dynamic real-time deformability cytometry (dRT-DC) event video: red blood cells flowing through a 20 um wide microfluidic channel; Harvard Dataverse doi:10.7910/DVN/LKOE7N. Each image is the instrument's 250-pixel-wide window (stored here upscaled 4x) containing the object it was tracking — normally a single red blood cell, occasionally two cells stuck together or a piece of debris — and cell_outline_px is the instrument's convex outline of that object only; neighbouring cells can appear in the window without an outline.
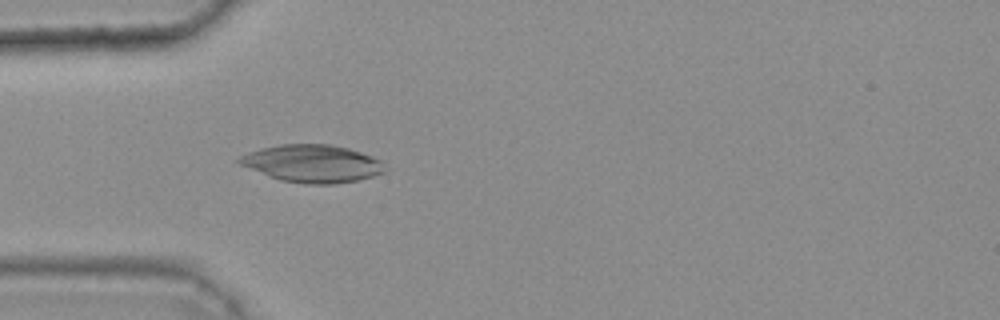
{"species": "common noctule bat (a hibernating species)", "species_latin": "Nyctalus noctula", "temperature_condition": "warm", "stored_images_in_passage": 40, "camera_frame_rate_fps": 3000, "um_per_image_px": 0.085, "animal": {"sex": "female", "body_mass_g": 25.1}, "frame": {"image": 1, "passage_image": 10, "time_ms": 3.0, "image_size_px": [1000, 320], "cell_outline_px": [[384, 172], [372, 176], [356, 180], [336, 184], [304, 184], [280, 180], [240, 164], [236, 160], [240, 156], [248, 152], [280, 144], [332, 144], [348, 148], [360, 152], [380, 160]], "centroid_in_image_um": [26.53, 13.9], "position_along_channel_um": 58.5, "area_um2": 31.44}}
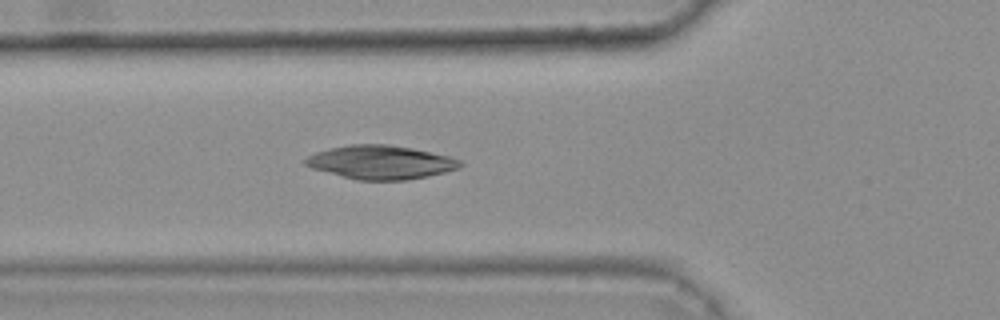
{"frame": {"image": 2, "passage_image": 13, "time_ms": 4.0, "image_size_px": [1000, 320], "cell_outline_px": [[464, 164], [456, 168], [444, 172], [428, 176], [408, 180], [356, 180], [312, 168], [304, 164], [304, 160], [308, 156], [316, 152], [328, 148], [348, 144], [388, 144], [412, 148], [448, 156], [460, 160]], "centroid_in_image_um": [32.33, 13.79], "position_along_channel_um": 93.5, "area_um2": 30.29}}
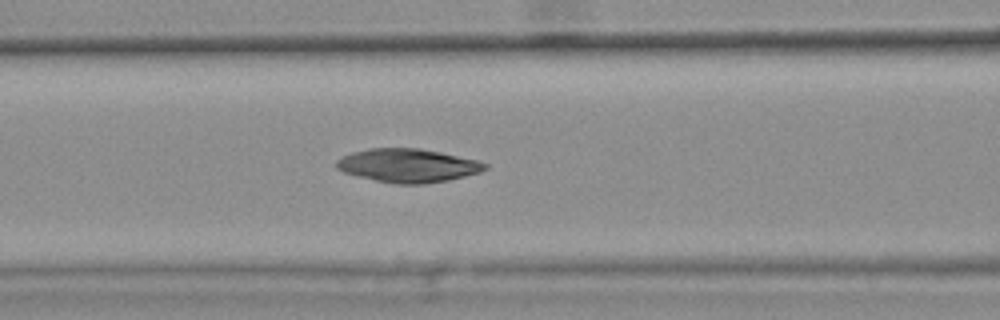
{"frame": {"image": 3, "passage_image": 16, "time_ms": 5.0, "image_size_px": [1000, 320], "cell_outline_px": [[488, 168], [480, 172], [448, 180], [424, 184], [396, 184], [376, 180], [344, 172], [336, 168], [336, 160], [352, 152], [368, 148], [420, 148], [440, 152], [476, 160], [488, 164]], "centroid_in_image_um": [34.67, 14.06], "position_along_channel_um": 131.9, "area_um2": 28.84}, "authors_computed_cell_mechanics": {"area_um2": 29.5358, "velocity_mm_per_s": 3.8107, "shape_relaxation_time_tau1_ms": null, "shape_relaxation_time_tau2_ms": 8.4053, "deformation_change_tau1": null, "deformation_change_tau2": 0.103}}